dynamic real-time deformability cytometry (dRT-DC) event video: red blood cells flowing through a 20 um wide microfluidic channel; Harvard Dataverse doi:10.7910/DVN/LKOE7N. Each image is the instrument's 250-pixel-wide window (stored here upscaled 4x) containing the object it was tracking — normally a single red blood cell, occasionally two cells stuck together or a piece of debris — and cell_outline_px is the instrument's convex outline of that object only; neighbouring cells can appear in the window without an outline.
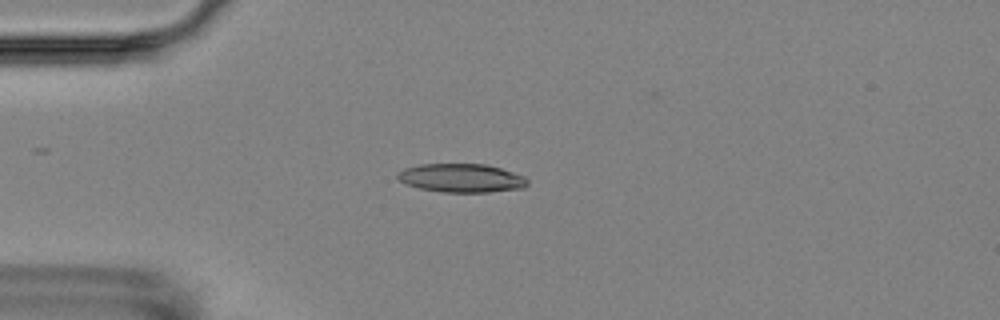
{"species": "Egyptian fruit bat (a non-hibernating species)", "species_latin": "Rousettus aegyptiacus", "temperature_condition": "room temperature", "stored_images_in_passage": 4, "camera_frame_rate_fps": 3000, "um_per_image_px": 0.085, "animal": {"sex": "female"}, "frame": {"image": 1, "passage_image": 4, "time_ms": 4.333, "image_size_px": [1000, 320], "cell_outline_px": [[528, 184], [524, 188], [488, 192], [440, 192], [420, 188], [404, 184], [396, 176], [396, 172], [404, 168], [420, 164], [484, 164], [500, 168], [524, 176], [528, 180]], "centroid_in_image_um": [39.19, 15.13], "position_along_channel_um": 45.8, "area_um2": 21.73}}